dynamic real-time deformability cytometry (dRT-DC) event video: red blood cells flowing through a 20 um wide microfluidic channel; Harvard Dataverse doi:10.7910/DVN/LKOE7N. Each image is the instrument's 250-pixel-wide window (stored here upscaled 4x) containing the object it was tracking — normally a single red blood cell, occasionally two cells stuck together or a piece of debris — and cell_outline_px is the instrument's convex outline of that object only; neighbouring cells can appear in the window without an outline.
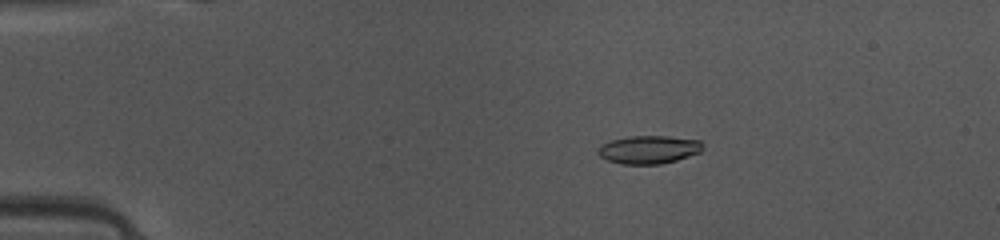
{"species": "common noctule bat (a hibernating species)", "species_latin": "Nyctalus noctula", "temperature_condition": "warm", "stored_images_in_passage": 42, "camera_frame_rate_fps": 3000, "um_per_image_px": 0.085, "animal": {"sex": "female", "body_mass_g": 10.0, "forearm_length_mm": 53.1}, "frame": {"image": 1, "passage_image": 3, "time_ms": 0.667, "image_size_px": [1000, 240], "cell_outline_px": [[704, 148], [700, 152], [676, 160], [660, 164], [620, 164], [608, 160], [600, 156], [596, 152], [604, 144], [612, 140], [632, 136], [668, 136], [700, 140], [704, 144]], "centroid_in_image_um": [55.19, 12.71], "position_along_channel_um": 29.8, "area_um2": 17.05}}
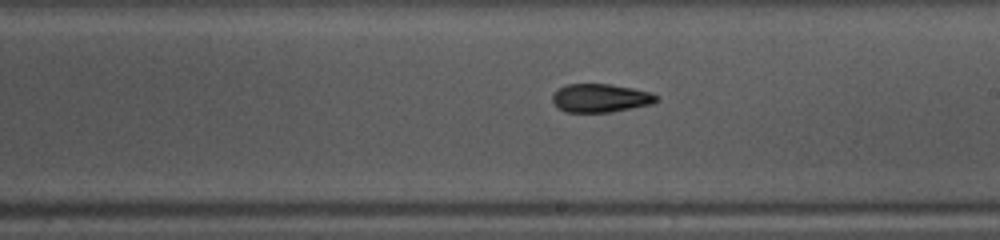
{"frame": {"image": 2, "passage_image": 22, "time_ms": 7.0, "image_size_px": [1000, 240], "cell_outline_px": [[660, 100], [652, 104], [612, 112], [564, 112], [552, 100], [552, 96], [556, 88], [564, 84], [608, 84], [632, 88], [652, 92], [660, 96]], "centroid_in_image_um": [51.07, 8.33], "position_along_channel_um": 237.9, "area_um2": 17.46}}
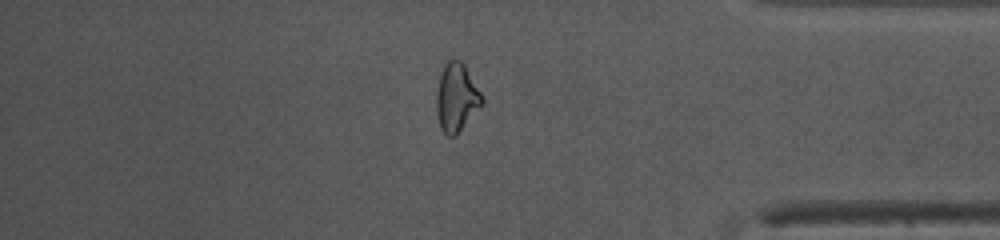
{"frame": {"image": 3, "passage_image": 35, "time_ms": 11.333, "image_size_px": [1000, 240], "cell_outline_px": [[484, 104], [456, 136], [448, 136], [440, 128], [436, 108], [436, 92], [440, 76], [444, 64], [448, 60], [460, 60], [464, 64], [484, 96]], "centroid_in_image_um": [38.83, 8.31], "position_along_channel_um": 396.4, "area_um2": 18.38}, "authors_computed_cell_mechanics": {"area_um2": 17.34, "velocity_mm_per_s": 4.1361, "shape_relaxation_time_tau1_ms": 6.8821, "shape_relaxation_time_tau2_ms": 4.462, "deformation_change_tau1": 0.1856, "deformation_change_tau2": 0.1139}}